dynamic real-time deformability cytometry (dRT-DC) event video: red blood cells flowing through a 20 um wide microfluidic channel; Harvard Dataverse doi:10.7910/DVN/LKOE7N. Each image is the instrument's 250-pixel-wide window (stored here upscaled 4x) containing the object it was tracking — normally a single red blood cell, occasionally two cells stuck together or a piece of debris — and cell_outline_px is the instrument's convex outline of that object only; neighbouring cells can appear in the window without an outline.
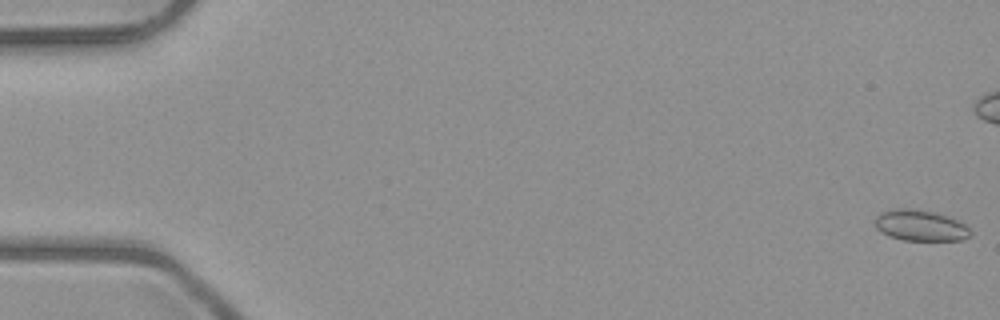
{"species": "common noctule bat (a hibernating species)", "species_latin": "Nyctalus noctula", "temperature_condition": "room temperature", "stored_images_in_passage": 7, "camera_frame_rate_fps": 3000, "um_per_image_px": 0.085, "animal": {"sex": "male", "body_mass_g": 23.1, "forearm_length_mm": 52.7}, "frame": {"image": 1, "passage_image": 1, "time_ms": 0.0, "image_size_px": [1000, 320], "cell_outline_px": [[972, 236], [964, 240], [904, 240], [888, 236], [880, 232], [876, 228], [876, 216], [880, 212], [896, 208], [916, 208], [936, 212], [948, 216], [968, 224], [972, 232]], "centroid_in_image_um": [78.29, 19.16], "position_along_channel_um": 6.7, "area_um2": 17.69}}